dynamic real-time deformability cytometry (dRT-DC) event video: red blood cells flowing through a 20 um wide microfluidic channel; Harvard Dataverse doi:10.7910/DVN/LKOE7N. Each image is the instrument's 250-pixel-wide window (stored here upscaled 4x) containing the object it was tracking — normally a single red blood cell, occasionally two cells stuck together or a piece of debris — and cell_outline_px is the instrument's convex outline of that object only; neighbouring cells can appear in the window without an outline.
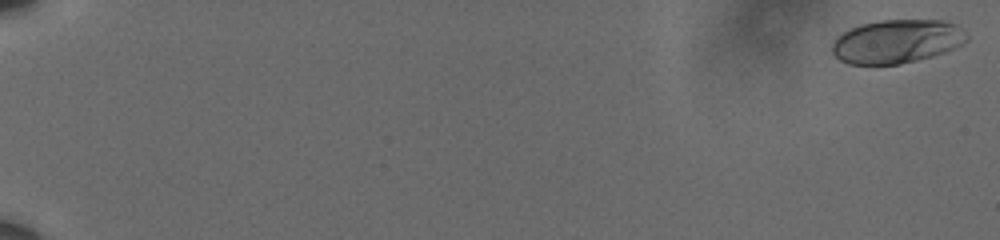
{"species": "human", "species_latin": "Homo sapiens", "temperature_condition": "cold", "stored_images_in_passage": 60, "camera_frame_rate_fps": 3000, "um_per_image_px": 0.085, "donor": {"sex": "male"}, "frame": {"image": 1, "passage_image": 1, "time_ms": 0.0, "image_size_px": [1000, 240], "cell_outline_px": [[968, 40], [956, 48], [932, 56], [900, 64], [848, 64], [840, 60], [832, 52], [832, 44], [844, 32], [860, 24], [880, 20], [944, 20], [956, 24], [968, 36]], "centroid_in_image_um": [76.26, 3.52], "position_along_channel_um": 8.7, "area_um2": 34.1}}
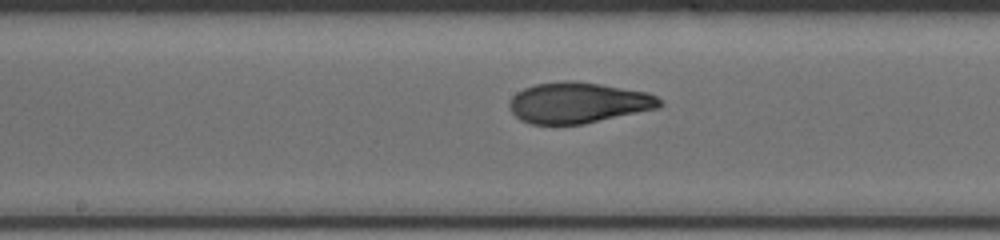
{"frame": {"image": 2, "passage_image": 35, "time_ms": 11.333, "image_size_px": [1000, 240], "cell_outline_px": [[664, 104], [660, 108], [584, 124], [528, 124], [520, 120], [512, 112], [508, 104], [512, 96], [516, 92], [524, 88], [536, 84], [564, 80], [572, 80], [600, 84], [648, 92], [656, 96]], "centroid_in_image_um": [49.15, 8.73], "position_along_channel_um": 199.0, "area_um2": 36.01}}
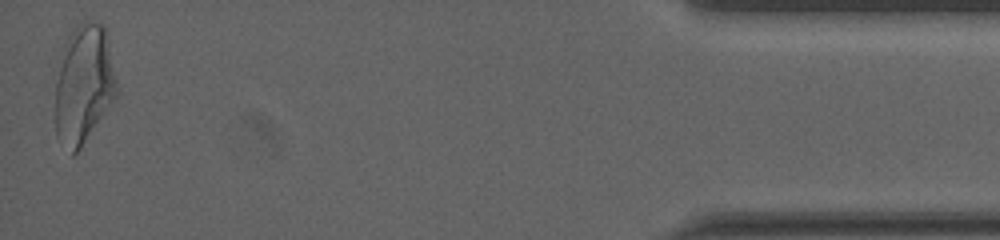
{"frame": {"image": 3, "passage_image": 60, "time_ms": 19.667, "image_size_px": [1000, 240], "cell_outline_px": [[120, 92], [80, 148], [72, 156], [56, 136], [56, 84], [64, 44], [68, 36], [76, 28], [88, 20], [104, 24], [108, 32]], "centroid_in_image_um": [7.18, 7.15], "position_along_channel_um": 428.0, "area_um2": 42.83}, "authors_computed_cell_mechanics": {"area_um2": 35.5181, "velocity_mm_per_s": 3.6019, "shape_relaxation_time_tau1_ms": 4.8929, "shape_relaxation_time_tau2_ms": 1.063, "deformation_change_tau1": 0.1918, "deformation_change_tau2": 0.0756}}